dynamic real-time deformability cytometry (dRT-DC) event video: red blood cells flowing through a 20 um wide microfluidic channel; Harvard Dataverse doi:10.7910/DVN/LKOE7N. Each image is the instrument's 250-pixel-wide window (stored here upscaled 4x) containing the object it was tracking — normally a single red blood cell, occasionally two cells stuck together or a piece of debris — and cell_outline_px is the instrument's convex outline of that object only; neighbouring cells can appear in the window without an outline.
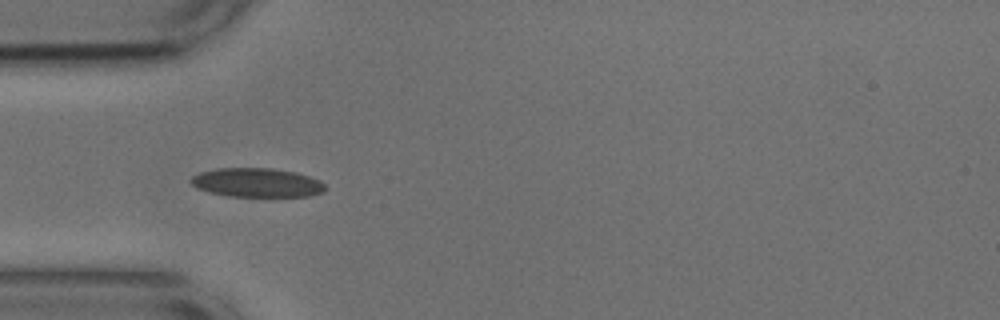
{"species": "common noctule bat (a hibernating species)", "species_latin": "Nyctalus noctula", "temperature_condition": "cold", "stored_images_in_passage": 28, "camera_frame_rate_fps": 3000, "um_per_image_px": 0.085, "animal": {"sex": "male", "body_mass_g": 17.9, "forearm_length_mm": 54.2}, "frame": {"image": 1, "passage_image": 5, "time_ms": 1.333, "image_size_px": [1000, 320], "cell_outline_px": [[328, 188], [324, 192], [308, 196], [228, 196], [208, 192], [196, 188], [188, 180], [192, 176], [200, 172], [220, 168], [272, 168], [296, 172], [320, 180]], "centroid_in_image_um": [21.84, 15.52], "position_along_channel_um": 63.2, "area_um2": 22.83}}